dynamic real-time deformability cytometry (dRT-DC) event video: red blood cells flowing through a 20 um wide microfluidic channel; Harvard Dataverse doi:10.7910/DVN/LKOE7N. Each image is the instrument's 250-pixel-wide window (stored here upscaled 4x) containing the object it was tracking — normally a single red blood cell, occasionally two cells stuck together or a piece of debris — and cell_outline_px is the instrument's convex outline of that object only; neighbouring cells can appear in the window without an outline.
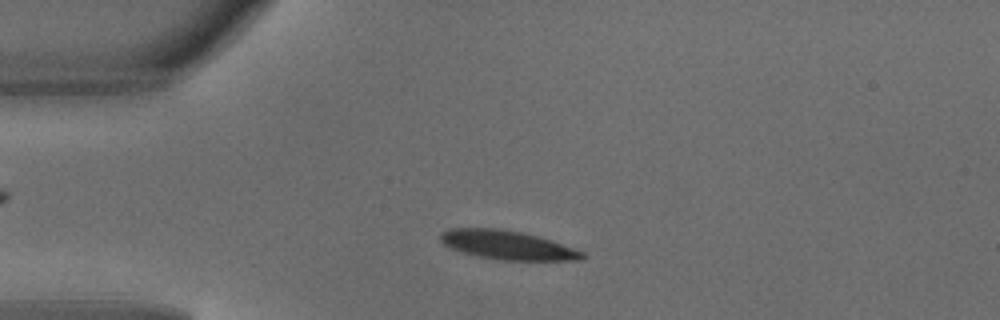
{"species": "common noctule bat (a hibernating species)", "species_latin": "Nyctalus noctula", "temperature_condition": "warm", "stored_images_in_passage": 3, "camera_frame_rate_fps": 3000, "um_per_image_px": 0.085, "animal": {"sex": "male", "body_mass_g": 18.8}, "frame": {"image": 1, "passage_image": 2, "time_ms": 0.333, "image_size_px": [1000, 320], "cell_outline_px": [[588, 256], [584, 260], [500, 260], [480, 256], [448, 248], [440, 240], [440, 236], [448, 228], [496, 228], [520, 232], [552, 240], [584, 252]], "centroid_in_image_um": [43.16, 20.83], "position_along_channel_um": 41.8, "area_um2": 23.76}}
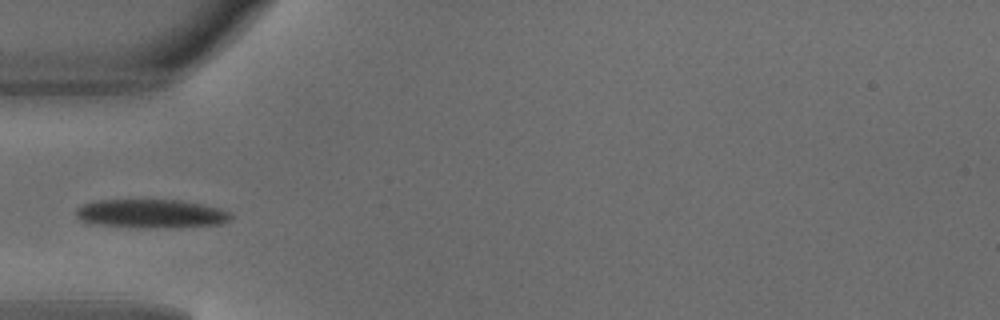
{"frame": {"image": 2, "passage_image": 3, "time_ms": 0.667, "image_size_px": [1000, 320], "cell_outline_px": [[232, 216], [228, 220], [220, 224], [152, 228], [96, 224], [80, 220], [76, 216], [76, 208], [84, 204], [96, 200], [180, 200], [220, 208], [228, 212]], "centroid_in_image_um": [12.81, 18.15], "position_along_channel_um": 72.2, "area_um2": 25.49}}